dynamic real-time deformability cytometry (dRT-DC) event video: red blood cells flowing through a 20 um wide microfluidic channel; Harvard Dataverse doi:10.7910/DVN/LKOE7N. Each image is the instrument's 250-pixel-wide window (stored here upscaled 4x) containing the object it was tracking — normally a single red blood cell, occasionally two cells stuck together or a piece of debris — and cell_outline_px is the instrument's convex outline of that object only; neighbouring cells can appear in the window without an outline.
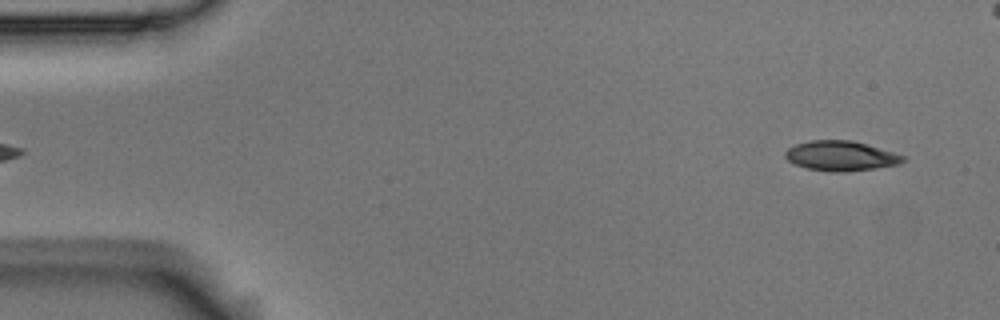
{"species": "Egyptian fruit bat (a non-hibernating species)", "species_latin": "Rousettus aegyptiacus", "temperature_condition": "room temperature", "stored_images_in_passage": 57, "camera_frame_rate_fps": 3000, "um_per_image_px": 0.085, "animal": {"sex": "male"}, "frame": {"image": 1, "passage_image": 3, "time_ms": 0.667, "image_size_px": [1000, 320], "cell_outline_px": [[908, 160], [900, 164], [844, 172], [832, 172], [808, 168], [796, 164], [788, 160], [784, 156], [784, 152], [788, 148], [796, 144], [808, 140], [852, 140], [892, 152], [904, 156]], "centroid_in_image_um": [71.46, 13.24], "position_along_channel_um": 13.5, "area_um2": 20.35}}
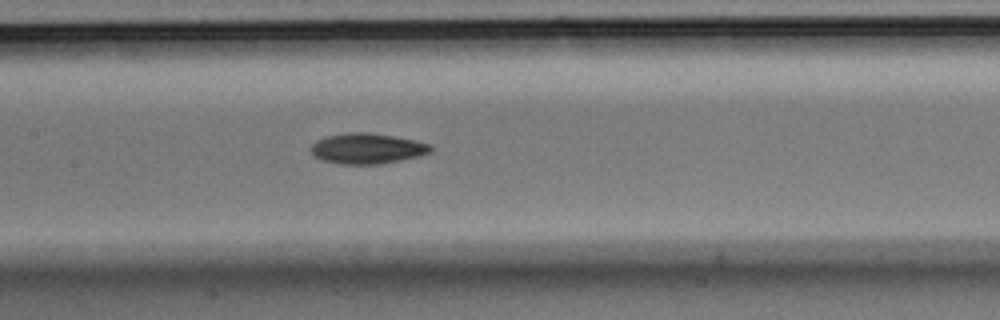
{"frame": {"image": 2, "passage_image": 26, "time_ms": 8.333, "image_size_px": [1000, 320], "cell_outline_px": [[432, 152], [420, 156], [380, 164], [336, 164], [320, 160], [312, 152], [312, 144], [316, 140], [328, 136], [348, 132], [368, 132], [392, 136], [432, 144]], "centroid_in_image_um": [31.22, 12.63], "position_along_channel_um": 176.2, "area_um2": 21.27}}
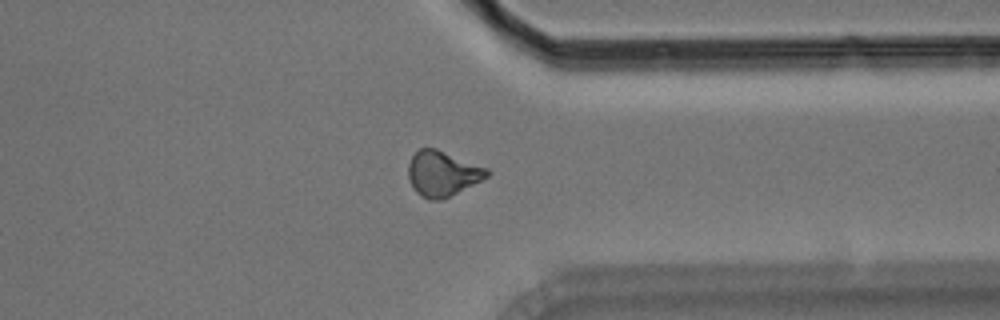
{"frame": {"image": 3, "passage_image": 43, "time_ms": 14.0, "image_size_px": [1000, 320], "cell_outline_px": [[488, 176], [440, 200], [428, 200], [420, 196], [416, 192], [408, 176], [408, 164], [412, 156], [420, 148], [436, 148], [488, 168]], "centroid_in_image_um": [37.57, 14.74], "position_along_channel_um": 373.8, "area_um2": 20.35}, "authors_computed_cell_mechanics": {"area_um2": 20.4612, "velocity_mm_per_s": 3.5345, "shape_relaxation_time_tau1_ms": 6.1896, "shape_relaxation_time_tau2_ms": null, "deformation_change_tau1": 0.1388, "deformation_change_tau2": null}}